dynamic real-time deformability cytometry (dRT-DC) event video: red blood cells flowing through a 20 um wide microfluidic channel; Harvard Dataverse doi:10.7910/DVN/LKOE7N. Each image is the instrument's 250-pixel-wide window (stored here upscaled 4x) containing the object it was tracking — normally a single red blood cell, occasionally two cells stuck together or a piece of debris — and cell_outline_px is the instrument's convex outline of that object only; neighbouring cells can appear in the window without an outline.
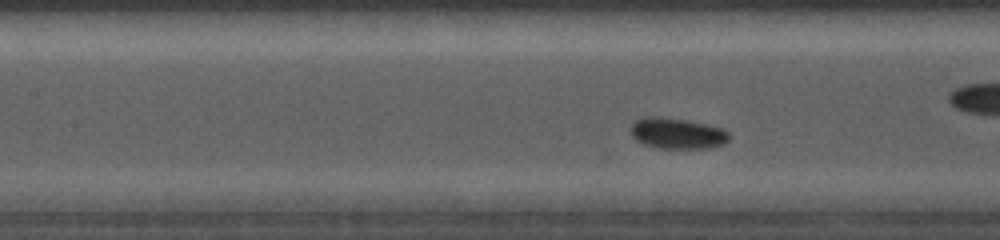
{"species": "common noctule bat (a hibernating species)", "species_latin": "Nyctalus noctula", "temperature_condition": "cold", "stored_images_in_passage": 17, "camera_frame_rate_fps": 5000, "um_per_image_px": 0.085, "animal": {"sex": "female", "body_mass_g": 19.0, "forearm_length_mm": 56.7}, "frame": {"image": 1, "passage_image": 12, "time_ms": 1.8, "image_size_px": [1000, 240], "cell_outline_px": [[728, 140], [724, 144], [708, 148], [660, 148], [644, 144], [636, 140], [632, 136], [632, 124], [636, 120], [648, 116], [656, 116], [688, 120], [708, 124], [724, 128], [728, 132]], "centroid_in_image_um": [57.59, 11.33], "position_along_channel_um": 149.8, "area_um2": 17.69}}